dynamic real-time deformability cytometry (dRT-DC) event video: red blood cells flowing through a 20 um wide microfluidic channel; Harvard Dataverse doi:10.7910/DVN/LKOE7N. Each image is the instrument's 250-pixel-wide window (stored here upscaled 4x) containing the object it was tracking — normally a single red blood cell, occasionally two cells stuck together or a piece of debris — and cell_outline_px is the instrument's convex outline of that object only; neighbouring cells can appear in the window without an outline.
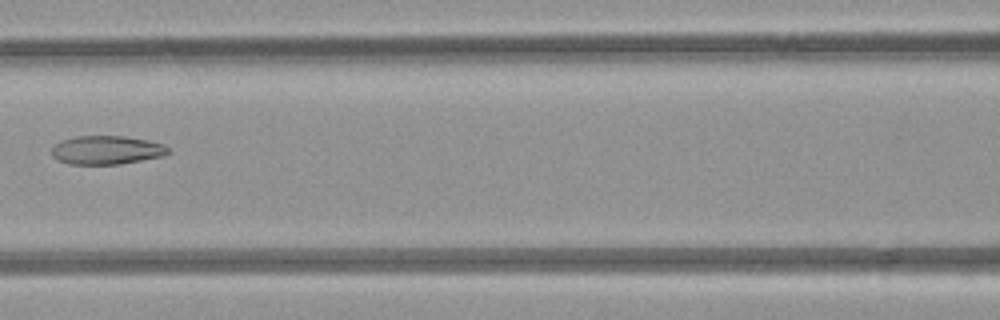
{"species": "common noctule bat (a hibernating species)", "species_latin": "Nyctalus noctula", "temperature_condition": "room temperature", "stored_images_in_passage": 8, "camera_frame_rate_fps": 3000, "um_per_image_px": 0.085, "animal": {"sex": "female", "body_mass_g": 21.9}, "frame": {"image": 1, "passage_image": 7, "time_ms": 7.0, "image_size_px": [1000, 320], "cell_outline_px": [[168, 152], [164, 156], [120, 164], [68, 164], [56, 160], [52, 156], [52, 148], [56, 144], [64, 140], [76, 136], [124, 136], [148, 140], [164, 144], [168, 148]], "centroid_in_image_um": [9.06, 12.76], "position_along_channel_um": 157.5, "area_um2": 19.42}}
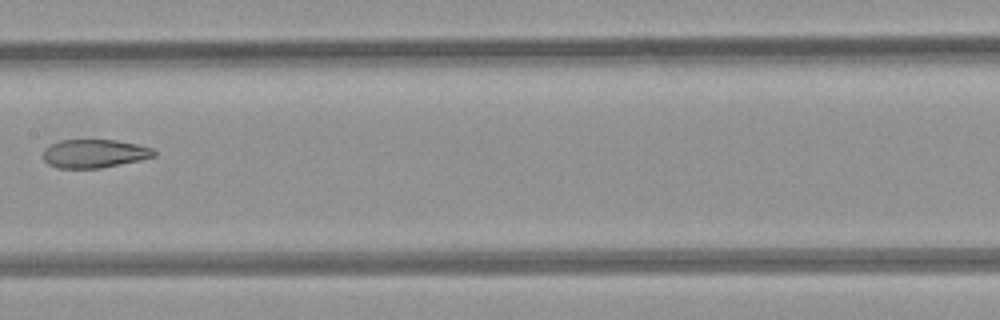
{"frame": {"image": 2, "passage_image": 8, "time_ms": 8.0, "image_size_px": [1000, 320], "cell_outline_px": [[156, 156], [140, 160], [100, 168], [56, 168], [48, 164], [44, 160], [44, 148], [60, 140], [116, 140], [136, 144], [152, 148], [156, 152]], "centroid_in_image_um": [8.02, 13.05], "position_along_channel_um": 199.4, "area_um2": 18.32}}